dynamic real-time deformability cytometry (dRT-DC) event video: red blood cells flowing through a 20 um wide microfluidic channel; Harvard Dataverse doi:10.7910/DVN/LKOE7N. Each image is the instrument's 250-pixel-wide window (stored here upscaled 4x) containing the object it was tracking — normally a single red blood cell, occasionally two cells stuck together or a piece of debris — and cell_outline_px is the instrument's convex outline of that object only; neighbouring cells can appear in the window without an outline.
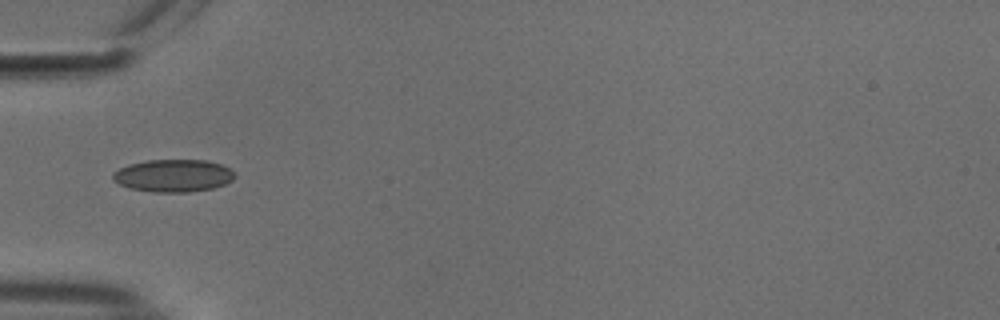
{"species": "common noctule bat (a hibernating species)", "species_latin": "Nyctalus noctula", "temperature_condition": "cold", "stored_images_in_passage": 15, "camera_frame_rate_fps": 3000, "um_per_image_px": 0.085, "animal": {"sex": "male", "body_mass_g": 18.8}, "frame": {"image": 1, "passage_image": 1, "time_ms": 0.0, "image_size_px": [1000, 320], "cell_outline_px": [[236, 176], [232, 180], [224, 184], [212, 188], [188, 192], [152, 192], [128, 188], [112, 180], [112, 172], [128, 164], [148, 160], [204, 160], [220, 164], [228, 168]], "centroid_in_image_um": [14.68, 14.93], "position_along_channel_um": 70.3, "area_um2": 23.06}}